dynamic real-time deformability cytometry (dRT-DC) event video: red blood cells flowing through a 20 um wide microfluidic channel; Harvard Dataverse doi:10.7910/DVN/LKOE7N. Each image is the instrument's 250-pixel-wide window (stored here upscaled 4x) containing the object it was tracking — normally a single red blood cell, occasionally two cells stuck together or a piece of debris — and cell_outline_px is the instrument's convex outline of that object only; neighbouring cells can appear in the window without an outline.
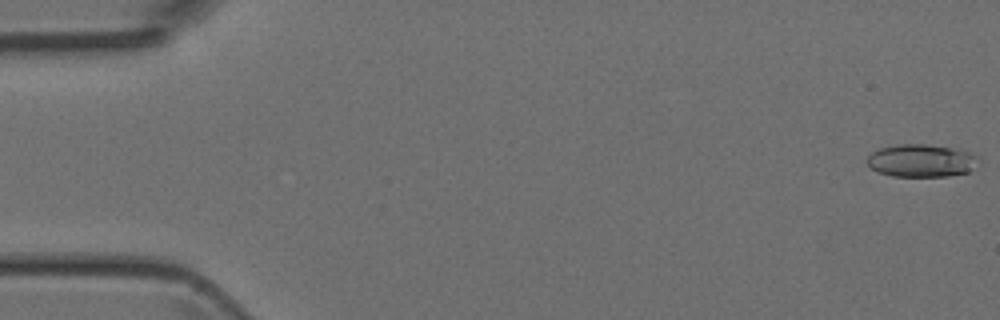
{"species": "Egyptian fruit bat (a non-hibernating species)", "species_latin": "Rousettus aegyptiacus", "temperature_condition": "room temperature", "stored_images_in_passage": 48, "camera_frame_rate_fps": 3000, "um_per_image_px": 0.085, "animal": {"sex": "female"}, "frame": {"image": 1, "passage_image": 1, "time_ms": 0.0, "image_size_px": [1000, 320], "cell_outline_px": [[980, 160], [968, 172], [948, 176], [892, 176], [876, 172], [864, 160], [872, 152], [880, 148], [896, 144], [924, 144], [948, 148], [968, 152], [976, 156]], "centroid_in_image_um": [78.25, 13.66], "position_along_channel_um": 6.8, "area_um2": 21.1}}
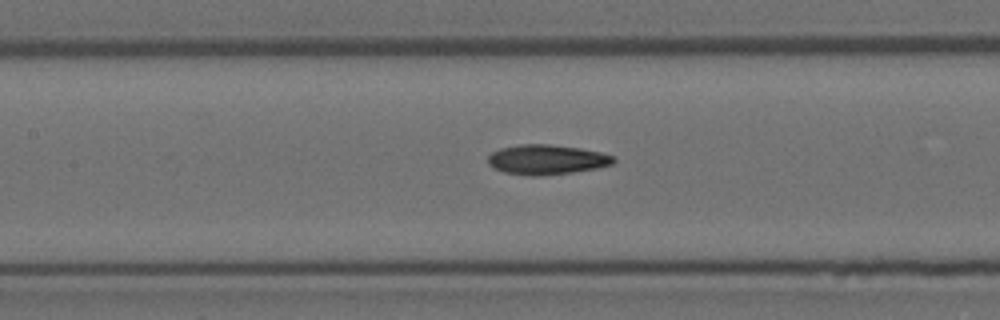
{"frame": {"image": 2, "passage_image": 22, "time_ms": 7.0, "image_size_px": [1000, 320], "cell_outline_px": [[616, 160], [612, 164], [596, 168], [572, 172], [540, 176], [532, 176], [504, 172], [488, 164], [488, 156], [492, 152], [500, 148], [520, 144], [548, 144], [580, 148], [600, 152], [612, 156]], "centroid_in_image_um": [46.45, 13.56], "position_along_channel_um": 160.9, "area_um2": 21.68}}
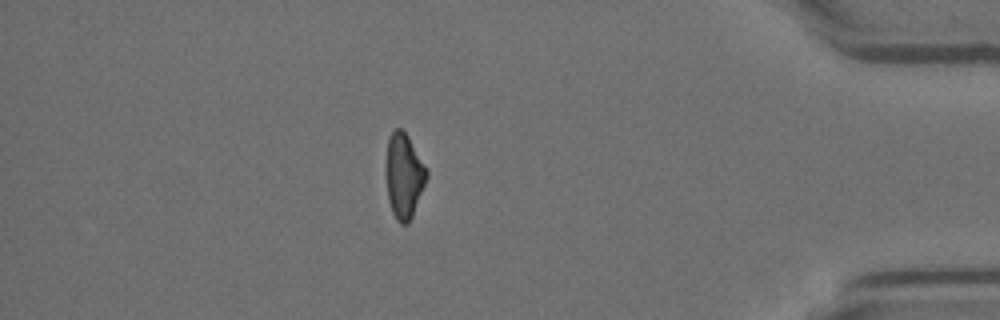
{"frame": {"image": 3, "passage_image": 42, "time_ms": 13.667, "image_size_px": [1000, 320], "cell_outline_px": [[428, 176], [412, 216], [408, 224], [400, 224], [396, 220], [392, 212], [388, 200], [384, 168], [388, 140], [392, 132], [396, 128], [400, 128], [408, 136], [428, 172]], "centroid_in_image_um": [34.3, 14.96], "position_along_channel_um": 400.9, "area_um2": 20.17}}